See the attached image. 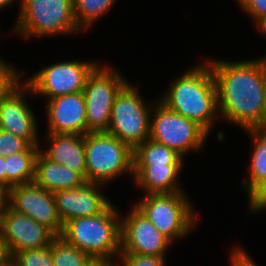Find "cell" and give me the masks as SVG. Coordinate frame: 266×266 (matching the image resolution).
Instances as JSON below:
<instances>
[{
  "mask_svg": "<svg viewBox=\"0 0 266 266\" xmlns=\"http://www.w3.org/2000/svg\"><path fill=\"white\" fill-rule=\"evenodd\" d=\"M206 59L212 71L221 118L243 130L266 128L262 58L248 61Z\"/></svg>",
  "mask_w": 266,
  "mask_h": 266,
  "instance_id": "obj_1",
  "label": "cell"
},
{
  "mask_svg": "<svg viewBox=\"0 0 266 266\" xmlns=\"http://www.w3.org/2000/svg\"><path fill=\"white\" fill-rule=\"evenodd\" d=\"M169 87L160 102L169 110L196 122L209 134L219 115L216 85L209 63L197 64L177 77Z\"/></svg>",
  "mask_w": 266,
  "mask_h": 266,
  "instance_id": "obj_2",
  "label": "cell"
},
{
  "mask_svg": "<svg viewBox=\"0 0 266 266\" xmlns=\"http://www.w3.org/2000/svg\"><path fill=\"white\" fill-rule=\"evenodd\" d=\"M119 213L111 203L98 215L78 217L65 222L60 236L91 258L119 259L121 252Z\"/></svg>",
  "mask_w": 266,
  "mask_h": 266,
  "instance_id": "obj_3",
  "label": "cell"
},
{
  "mask_svg": "<svg viewBox=\"0 0 266 266\" xmlns=\"http://www.w3.org/2000/svg\"><path fill=\"white\" fill-rule=\"evenodd\" d=\"M84 148L86 182L105 185L124 173L133 175V149L116 136L87 133Z\"/></svg>",
  "mask_w": 266,
  "mask_h": 266,
  "instance_id": "obj_4",
  "label": "cell"
},
{
  "mask_svg": "<svg viewBox=\"0 0 266 266\" xmlns=\"http://www.w3.org/2000/svg\"><path fill=\"white\" fill-rule=\"evenodd\" d=\"M14 32L31 38L77 34L73 0H23Z\"/></svg>",
  "mask_w": 266,
  "mask_h": 266,
  "instance_id": "obj_5",
  "label": "cell"
},
{
  "mask_svg": "<svg viewBox=\"0 0 266 266\" xmlns=\"http://www.w3.org/2000/svg\"><path fill=\"white\" fill-rule=\"evenodd\" d=\"M188 199L184 192L148 194L133 206L163 235L174 241L196 228V212Z\"/></svg>",
  "mask_w": 266,
  "mask_h": 266,
  "instance_id": "obj_6",
  "label": "cell"
},
{
  "mask_svg": "<svg viewBox=\"0 0 266 266\" xmlns=\"http://www.w3.org/2000/svg\"><path fill=\"white\" fill-rule=\"evenodd\" d=\"M129 82L116 95L107 133L132 149L149 139L151 109Z\"/></svg>",
  "mask_w": 266,
  "mask_h": 266,
  "instance_id": "obj_7",
  "label": "cell"
},
{
  "mask_svg": "<svg viewBox=\"0 0 266 266\" xmlns=\"http://www.w3.org/2000/svg\"><path fill=\"white\" fill-rule=\"evenodd\" d=\"M116 70V71H115ZM128 83L118 69L101 66L89 74L83 89L87 133L107 132L116 95Z\"/></svg>",
  "mask_w": 266,
  "mask_h": 266,
  "instance_id": "obj_8",
  "label": "cell"
},
{
  "mask_svg": "<svg viewBox=\"0 0 266 266\" xmlns=\"http://www.w3.org/2000/svg\"><path fill=\"white\" fill-rule=\"evenodd\" d=\"M155 104L150 116V140L166 145L182 158L191 150L203 148L209 134L201 126L169 110L159 100Z\"/></svg>",
  "mask_w": 266,
  "mask_h": 266,
  "instance_id": "obj_9",
  "label": "cell"
},
{
  "mask_svg": "<svg viewBox=\"0 0 266 266\" xmlns=\"http://www.w3.org/2000/svg\"><path fill=\"white\" fill-rule=\"evenodd\" d=\"M97 61H63L42 68L24 82L34 95L52 99L61 95L82 92L89 74L98 65Z\"/></svg>",
  "mask_w": 266,
  "mask_h": 266,
  "instance_id": "obj_10",
  "label": "cell"
},
{
  "mask_svg": "<svg viewBox=\"0 0 266 266\" xmlns=\"http://www.w3.org/2000/svg\"><path fill=\"white\" fill-rule=\"evenodd\" d=\"M56 235L45 225L39 224L25 214L5 206L0 221V247L6 256L27 249L50 246Z\"/></svg>",
  "mask_w": 266,
  "mask_h": 266,
  "instance_id": "obj_11",
  "label": "cell"
},
{
  "mask_svg": "<svg viewBox=\"0 0 266 266\" xmlns=\"http://www.w3.org/2000/svg\"><path fill=\"white\" fill-rule=\"evenodd\" d=\"M121 252L166 258L173 243L134 206L120 218Z\"/></svg>",
  "mask_w": 266,
  "mask_h": 266,
  "instance_id": "obj_12",
  "label": "cell"
},
{
  "mask_svg": "<svg viewBox=\"0 0 266 266\" xmlns=\"http://www.w3.org/2000/svg\"><path fill=\"white\" fill-rule=\"evenodd\" d=\"M7 204L60 236L63 223L59 218L53 193L35 183L17 185L7 192Z\"/></svg>",
  "mask_w": 266,
  "mask_h": 266,
  "instance_id": "obj_13",
  "label": "cell"
},
{
  "mask_svg": "<svg viewBox=\"0 0 266 266\" xmlns=\"http://www.w3.org/2000/svg\"><path fill=\"white\" fill-rule=\"evenodd\" d=\"M25 94L34 95L21 80L0 99V129L25 138L31 145H40L36 116L25 100Z\"/></svg>",
  "mask_w": 266,
  "mask_h": 266,
  "instance_id": "obj_14",
  "label": "cell"
},
{
  "mask_svg": "<svg viewBox=\"0 0 266 266\" xmlns=\"http://www.w3.org/2000/svg\"><path fill=\"white\" fill-rule=\"evenodd\" d=\"M101 186L86 182L74 189L53 193L59 218L62 223L78 217H90L102 213L112 202L101 194Z\"/></svg>",
  "mask_w": 266,
  "mask_h": 266,
  "instance_id": "obj_15",
  "label": "cell"
},
{
  "mask_svg": "<svg viewBox=\"0 0 266 266\" xmlns=\"http://www.w3.org/2000/svg\"><path fill=\"white\" fill-rule=\"evenodd\" d=\"M48 130L54 134H87L83 92L61 95L46 103Z\"/></svg>",
  "mask_w": 266,
  "mask_h": 266,
  "instance_id": "obj_16",
  "label": "cell"
},
{
  "mask_svg": "<svg viewBox=\"0 0 266 266\" xmlns=\"http://www.w3.org/2000/svg\"><path fill=\"white\" fill-rule=\"evenodd\" d=\"M183 167V165H133L132 177L146 195L185 192L178 181Z\"/></svg>",
  "mask_w": 266,
  "mask_h": 266,
  "instance_id": "obj_17",
  "label": "cell"
},
{
  "mask_svg": "<svg viewBox=\"0 0 266 266\" xmlns=\"http://www.w3.org/2000/svg\"><path fill=\"white\" fill-rule=\"evenodd\" d=\"M47 138L50 146L46 150L40 148V152L51 161L78 171L85 178L84 136L47 133Z\"/></svg>",
  "mask_w": 266,
  "mask_h": 266,
  "instance_id": "obj_18",
  "label": "cell"
},
{
  "mask_svg": "<svg viewBox=\"0 0 266 266\" xmlns=\"http://www.w3.org/2000/svg\"><path fill=\"white\" fill-rule=\"evenodd\" d=\"M34 183L51 193L74 189L86 183L85 178L76 170L53 162L41 152L36 158Z\"/></svg>",
  "mask_w": 266,
  "mask_h": 266,
  "instance_id": "obj_19",
  "label": "cell"
},
{
  "mask_svg": "<svg viewBox=\"0 0 266 266\" xmlns=\"http://www.w3.org/2000/svg\"><path fill=\"white\" fill-rule=\"evenodd\" d=\"M254 143L248 180L244 182L249 202L266 186V128L247 129Z\"/></svg>",
  "mask_w": 266,
  "mask_h": 266,
  "instance_id": "obj_20",
  "label": "cell"
},
{
  "mask_svg": "<svg viewBox=\"0 0 266 266\" xmlns=\"http://www.w3.org/2000/svg\"><path fill=\"white\" fill-rule=\"evenodd\" d=\"M39 152L40 145H30L24 152L5 157L6 192L17 185L34 183Z\"/></svg>",
  "mask_w": 266,
  "mask_h": 266,
  "instance_id": "obj_21",
  "label": "cell"
},
{
  "mask_svg": "<svg viewBox=\"0 0 266 266\" xmlns=\"http://www.w3.org/2000/svg\"><path fill=\"white\" fill-rule=\"evenodd\" d=\"M183 161L174 150L150 139L133 149V165H183Z\"/></svg>",
  "mask_w": 266,
  "mask_h": 266,
  "instance_id": "obj_22",
  "label": "cell"
},
{
  "mask_svg": "<svg viewBox=\"0 0 266 266\" xmlns=\"http://www.w3.org/2000/svg\"><path fill=\"white\" fill-rule=\"evenodd\" d=\"M117 0H73L74 15L78 27L87 29L110 10ZM84 27V28H83Z\"/></svg>",
  "mask_w": 266,
  "mask_h": 266,
  "instance_id": "obj_23",
  "label": "cell"
},
{
  "mask_svg": "<svg viewBox=\"0 0 266 266\" xmlns=\"http://www.w3.org/2000/svg\"><path fill=\"white\" fill-rule=\"evenodd\" d=\"M54 266H85L91 257L66 242L61 236H56L50 244Z\"/></svg>",
  "mask_w": 266,
  "mask_h": 266,
  "instance_id": "obj_24",
  "label": "cell"
},
{
  "mask_svg": "<svg viewBox=\"0 0 266 266\" xmlns=\"http://www.w3.org/2000/svg\"><path fill=\"white\" fill-rule=\"evenodd\" d=\"M12 258L18 266H54L50 246L17 252Z\"/></svg>",
  "mask_w": 266,
  "mask_h": 266,
  "instance_id": "obj_25",
  "label": "cell"
},
{
  "mask_svg": "<svg viewBox=\"0 0 266 266\" xmlns=\"http://www.w3.org/2000/svg\"><path fill=\"white\" fill-rule=\"evenodd\" d=\"M31 144L22 137L0 129V156L24 152Z\"/></svg>",
  "mask_w": 266,
  "mask_h": 266,
  "instance_id": "obj_26",
  "label": "cell"
},
{
  "mask_svg": "<svg viewBox=\"0 0 266 266\" xmlns=\"http://www.w3.org/2000/svg\"><path fill=\"white\" fill-rule=\"evenodd\" d=\"M25 72L18 70L0 58V99L24 78Z\"/></svg>",
  "mask_w": 266,
  "mask_h": 266,
  "instance_id": "obj_27",
  "label": "cell"
},
{
  "mask_svg": "<svg viewBox=\"0 0 266 266\" xmlns=\"http://www.w3.org/2000/svg\"><path fill=\"white\" fill-rule=\"evenodd\" d=\"M121 260V261H120ZM121 266H165V258L135 253H120Z\"/></svg>",
  "mask_w": 266,
  "mask_h": 266,
  "instance_id": "obj_28",
  "label": "cell"
},
{
  "mask_svg": "<svg viewBox=\"0 0 266 266\" xmlns=\"http://www.w3.org/2000/svg\"><path fill=\"white\" fill-rule=\"evenodd\" d=\"M243 11L249 14L256 26L266 18V0H236Z\"/></svg>",
  "mask_w": 266,
  "mask_h": 266,
  "instance_id": "obj_29",
  "label": "cell"
},
{
  "mask_svg": "<svg viewBox=\"0 0 266 266\" xmlns=\"http://www.w3.org/2000/svg\"><path fill=\"white\" fill-rule=\"evenodd\" d=\"M249 211L257 214L266 210V186L250 201Z\"/></svg>",
  "mask_w": 266,
  "mask_h": 266,
  "instance_id": "obj_30",
  "label": "cell"
},
{
  "mask_svg": "<svg viewBox=\"0 0 266 266\" xmlns=\"http://www.w3.org/2000/svg\"><path fill=\"white\" fill-rule=\"evenodd\" d=\"M115 262L109 258H91L85 266H117Z\"/></svg>",
  "mask_w": 266,
  "mask_h": 266,
  "instance_id": "obj_31",
  "label": "cell"
},
{
  "mask_svg": "<svg viewBox=\"0 0 266 266\" xmlns=\"http://www.w3.org/2000/svg\"><path fill=\"white\" fill-rule=\"evenodd\" d=\"M0 188L6 191V166L3 156H0Z\"/></svg>",
  "mask_w": 266,
  "mask_h": 266,
  "instance_id": "obj_32",
  "label": "cell"
},
{
  "mask_svg": "<svg viewBox=\"0 0 266 266\" xmlns=\"http://www.w3.org/2000/svg\"><path fill=\"white\" fill-rule=\"evenodd\" d=\"M6 205H7V192L0 188V221Z\"/></svg>",
  "mask_w": 266,
  "mask_h": 266,
  "instance_id": "obj_33",
  "label": "cell"
},
{
  "mask_svg": "<svg viewBox=\"0 0 266 266\" xmlns=\"http://www.w3.org/2000/svg\"><path fill=\"white\" fill-rule=\"evenodd\" d=\"M262 77H263L264 96L266 101V56L262 58Z\"/></svg>",
  "mask_w": 266,
  "mask_h": 266,
  "instance_id": "obj_34",
  "label": "cell"
},
{
  "mask_svg": "<svg viewBox=\"0 0 266 266\" xmlns=\"http://www.w3.org/2000/svg\"><path fill=\"white\" fill-rule=\"evenodd\" d=\"M0 266H18V264L13 260L12 257L6 256L0 263Z\"/></svg>",
  "mask_w": 266,
  "mask_h": 266,
  "instance_id": "obj_35",
  "label": "cell"
},
{
  "mask_svg": "<svg viewBox=\"0 0 266 266\" xmlns=\"http://www.w3.org/2000/svg\"><path fill=\"white\" fill-rule=\"evenodd\" d=\"M15 0H0V9L5 8L6 6L12 5ZM23 0L20 1V5L22 6Z\"/></svg>",
  "mask_w": 266,
  "mask_h": 266,
  "instance_id": "obj_36",
  "label": "cell"
},
{
  "mask_svg": "<svg viewBox=\"0 0 266 266\" xmlns=\"http://www.w3.org/2000/svg\"><path fill=\"white\" fill-rule=\"evenodd\" d=\"M257 30L266 36V18L257 26Z\"/></svg>",
  "mask_w": 266,
  "mask_h": 266,
  "instance_id": "obj_37",
  "label": "cell"
},
{
  "mask_svg": "<svg viewBox=\"0 0 266 266\" xmlns=\"http://www.w3.org/2000/svg\"><path fill=\"white\" fill-rule=\"evenodd\" d=\"M6 257L5 251L0 247V263Z\"/></svg>",
  "mask_w": 266,
  "mask_h": 266,
  "instance_id": "obj_38",
  "label": "cell"
}]
</instances>
